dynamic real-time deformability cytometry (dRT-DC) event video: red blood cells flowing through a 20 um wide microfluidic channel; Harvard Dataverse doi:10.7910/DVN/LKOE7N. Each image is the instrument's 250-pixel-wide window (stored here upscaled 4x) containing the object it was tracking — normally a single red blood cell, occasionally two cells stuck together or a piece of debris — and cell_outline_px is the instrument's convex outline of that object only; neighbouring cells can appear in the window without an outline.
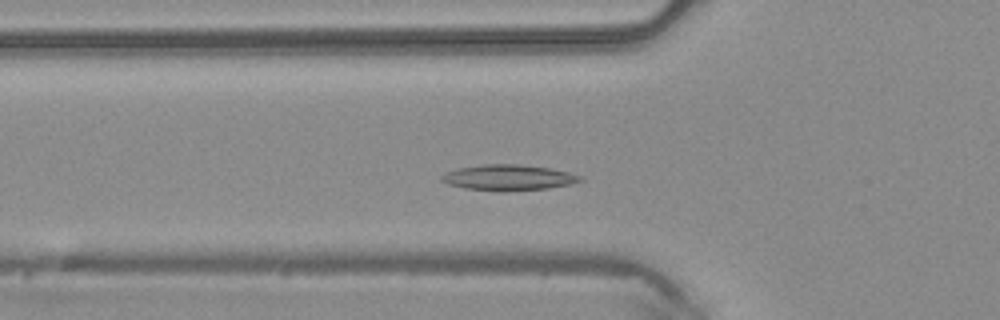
{"species": "common noctule bat (a hibernating species)", "species_latin": "Nyctalus noctula", "temperature_condition": "warm", "stored_images_in_passage": 35, "camera_frame_rate_fps": 3000, "um_per_image_px": 0.085, "animal": {"sex": "male", "body_mass_g": 20.4}, "frame": {"image": 1, "passage_image": 10, "time_ms": 3.0, "image_size_px": [1000, 320], "cell_outline_px": [[584, 180], [572, 184], [548, 188], [464, 188], [448, 184], [440, 180], [440, 176], [448, 172], [460, 168], [484, 164], [520, 164], [552, 168], [568, 172], [580, 176]], "centroid_in_image_um": [43.26, 15.04], "position_along_channel_um": 82.5, "area_um2": 19.65}}
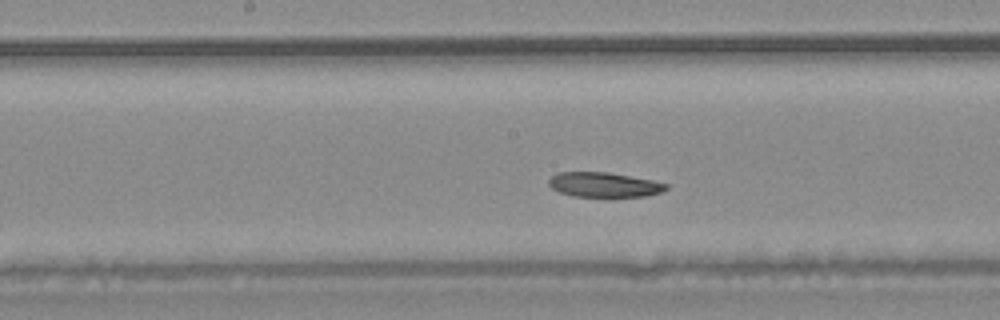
{"frame": {"image": 2, "passage_image": 18, "time_ms": 5.667, "image_size_px": [1000, 320], "cell_outline_px": [[668, 188], [660, 192], [648, 196], [612, 200], [572, 196], [560, 192], [552, 188], [548, 184], [548, 180], [556, 172], [608, 172], [652, 180], [668, 184]], "centroid_in_image_um": [51.36, 15.76], "position_along_channel_um": 196.8, "area_um2": 17.92}}
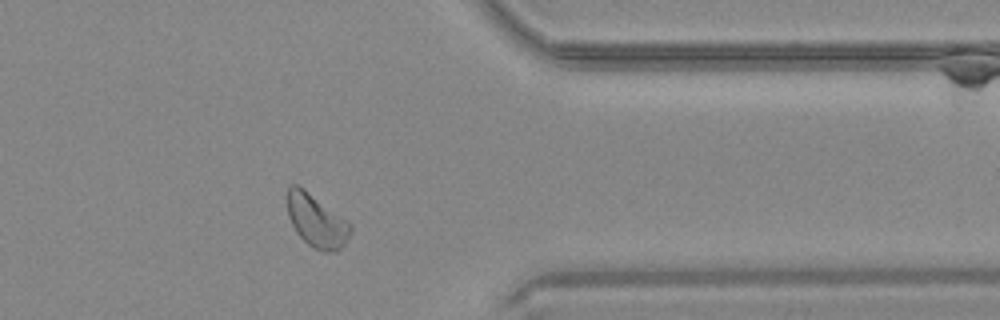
{"frame": {"image": 3, "passage_image": 32, "time_ms": 10.333, "image_size_px": [1000, 320], "cell_outline_px": [[352, 232], [344, 244], [336, 252], [324, 252], [312, 248], [296, 232], [288, 216], [284, 196], [288, 184], [300, 184], [348, 220], [352, 224]], "centroid_in_image_um": [26.87, 18.7], "position_along_channel_um": 384.5, "area_um2": 20.35}}